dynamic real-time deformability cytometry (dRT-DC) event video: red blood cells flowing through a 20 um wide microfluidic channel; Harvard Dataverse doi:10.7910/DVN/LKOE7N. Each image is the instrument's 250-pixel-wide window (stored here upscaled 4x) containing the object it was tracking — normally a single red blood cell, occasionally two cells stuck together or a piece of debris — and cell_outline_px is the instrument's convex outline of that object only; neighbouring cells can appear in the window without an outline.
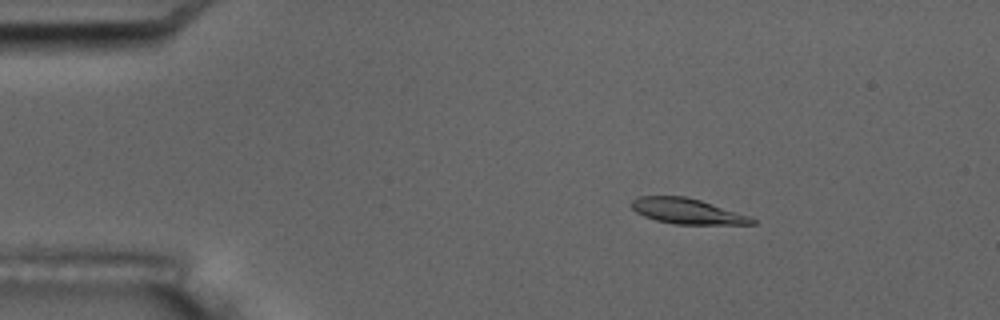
{"species": "common noctule bat (a hibernating species)", "species_latin": "Nyctalus noctula", "temperature_condition": "room temperature", "stored_images_in_passage": 6, "camera_frame_rate_fps": 3000, "um_per_image_px": 0.085, "animal": {"sex": "male", "body_mass_g": 17.5, "forearm_length_mm": 52.3}, "frame": {"image": 1, "passage_image": 3, "time_ms": 2.0, "image_size_px": [1000, 320], "cell_outline_px": [[756, 224], [676, 224], [656, 220], [644, 216], [636, 212], [632, 208], [632, 200], [636, 196], [684, 196], [700, 200], [752, 216], [756, 220]], "centroid_in_image_um": [58.43, 17.95], "position_along_channel_um": 26.6, "area_um2": 17.86}}
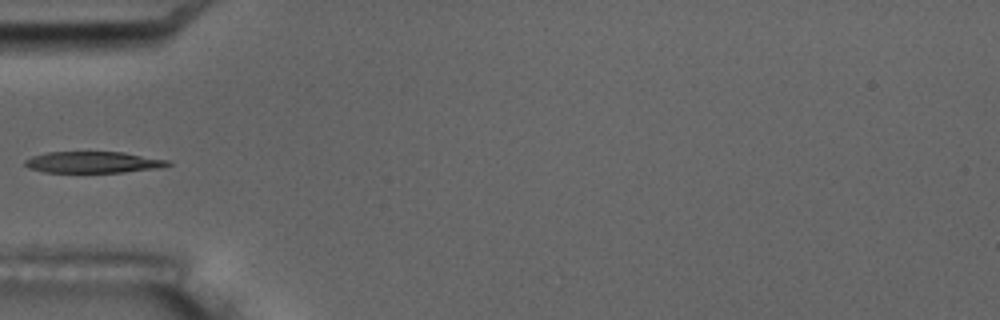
{"frame": {"image": 2, "passage_image": 5, "time_ms": 5.333, "image_size_px": [1000, 320], "cell_outline_px": [[172, 164], [156, 168], [124, 172], [44, 172], [32, 168], [24, 164], [24, 160], [32, 156], [48, 152], [124, 152], [172, 160]], "centroid_in_image_um": [7.97, 13.78], "position_along_channel_um": 77.0, "area_um2": 17.74}}